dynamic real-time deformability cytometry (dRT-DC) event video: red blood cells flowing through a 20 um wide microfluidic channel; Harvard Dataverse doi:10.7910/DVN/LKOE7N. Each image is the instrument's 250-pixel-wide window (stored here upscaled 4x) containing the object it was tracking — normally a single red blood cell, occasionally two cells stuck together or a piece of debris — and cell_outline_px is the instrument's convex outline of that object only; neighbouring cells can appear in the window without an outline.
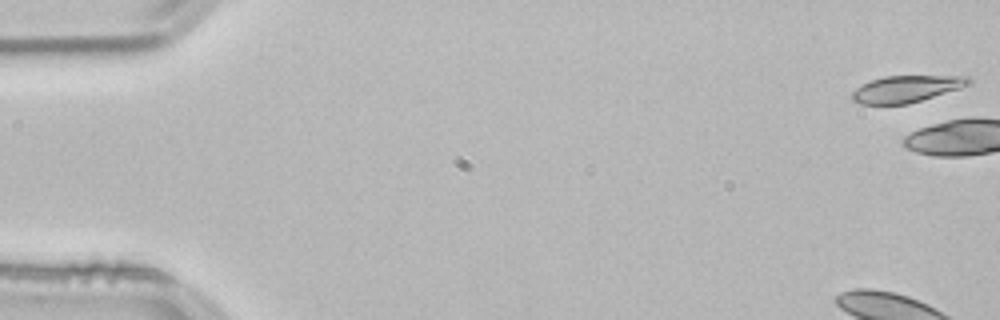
{"species": "common noctule bat (a hibernating species)", "species_latin": "Nyctalus noctula", "temperature_condition": "room temperature", "stored_images_in_passage": 5, "camera_frame_rate_fps": 3000, "um_per_image_px": 0.085, "animal": {"sex": "male", "body_mass_g": 21.5, "forearm_length_mm": 52.0}, "frame": {"image": 1, "passage_image": 1, "time_ms": 0.0, "image_size_px": [1000, 320], "cell_outline_px": [[972, 84], [960, 88], [908, 104], [860, 104], [852, 100], [852, 92], [856, 88], [872, 80], [884, 76], [968, 76], [972, 80]], "centroid_in_image_um": [77.06, 7.55], "position_along_channel_um": 7.9, "area_um2": 18.03}}